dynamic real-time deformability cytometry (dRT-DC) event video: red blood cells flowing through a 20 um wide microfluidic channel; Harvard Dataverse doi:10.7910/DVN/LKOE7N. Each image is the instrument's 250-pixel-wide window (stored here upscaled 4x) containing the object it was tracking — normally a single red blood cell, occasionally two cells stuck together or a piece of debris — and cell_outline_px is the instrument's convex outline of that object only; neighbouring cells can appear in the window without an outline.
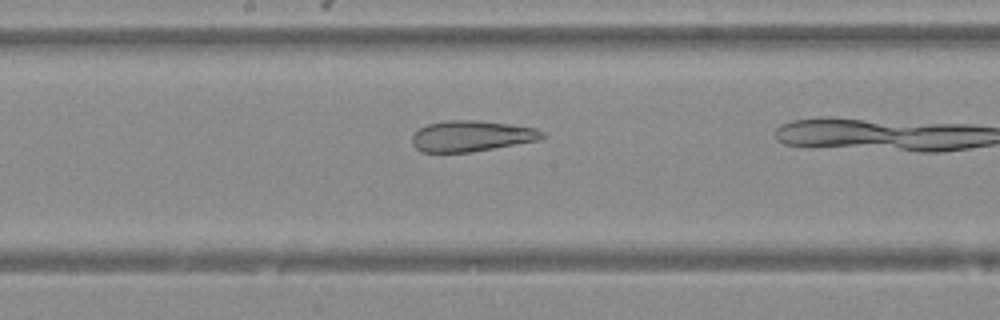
{"species": "Egyptian fruit bat (a non-hibernating species)", "species_latin": "Rousettus aegyptiacus", "temperature_condition": "warm", "stored_images_in_passage": 20, "camera_frame_rate_fps": 3000, "um_per_image_px": 0.085, "animal": {"sex": "female"}, "frame": {"image": 1, "passage_image": 9, "time_ms": 2.667, "image_size_px": [1000, 320], "cell_outline_px": [[544, 136], [540, 140], [468, 152], [424, 152], [416, 148], [412, 144], [412, 136], [420, 128], [428, 124], [444, 120], [476, 120], [512, 124], [536, 128], [544, 132]], "centroid_in_image_um": [40.08, 11.55], "position_along_channel_um": 208.1, "area_um2": 23.29}}